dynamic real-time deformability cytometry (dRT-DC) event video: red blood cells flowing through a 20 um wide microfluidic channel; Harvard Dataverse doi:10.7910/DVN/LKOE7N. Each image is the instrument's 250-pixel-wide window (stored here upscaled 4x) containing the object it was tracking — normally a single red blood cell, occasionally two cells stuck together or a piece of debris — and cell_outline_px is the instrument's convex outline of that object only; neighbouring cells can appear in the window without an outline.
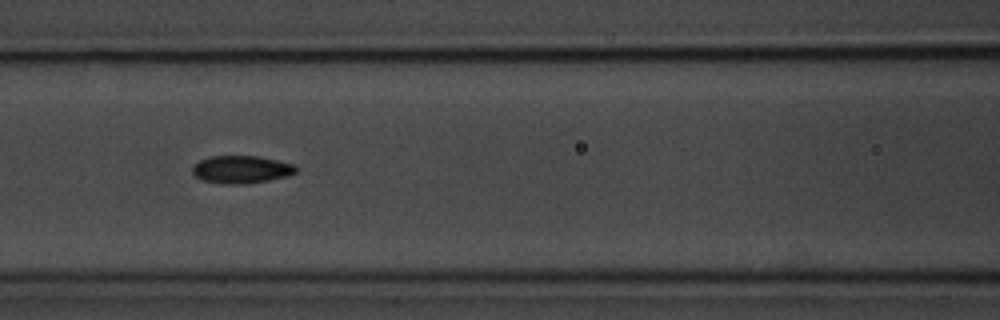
{"species": "common noctule bat (a hibernating species)", "species_latin": "Nyctalus noctula", "temperature_condition": "room temperature", "stored_images_in_passage": 15, "segment_of_instrument_passage": [1, 2], "camera_frame_rate_fps": 3000, "um_per_image_px": 0.085, "animal": {"sex": "male", "body_mass_g": 20.1, "forearm_length_mm": 53.5}, "frame": {"image": 1, "passage_image": 6, "time_ms": 6.333, "image_size_px": [1000, 320], "cell_outline_px": [[296, 172], [288, 176], [248, 184], [224, 184], [204, 180], [196, 176], [192, 172], [192, 164], [200, 160], [212, 156], [256, 156], [296, 164]], "centroid_in_image_um": [20.51, 14.4], "position_along_channel_um": 146.1, "area_um2": 16.7}}
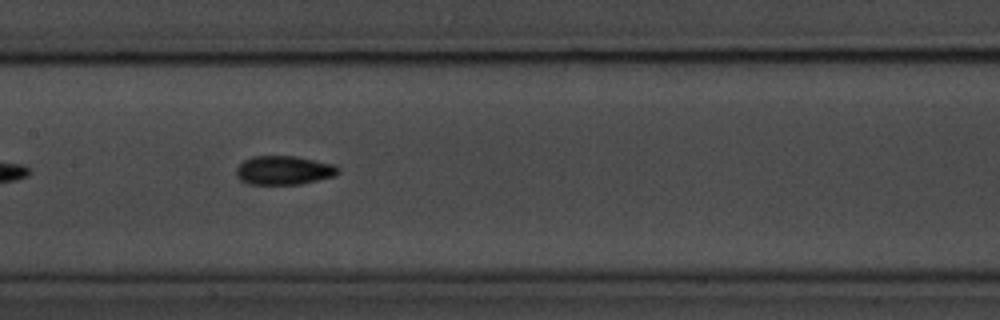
{"frame": {"image": 2, "passage_image": 7, "time_ms": 7.333, "image_size_px": [1000, 320], "cell_outline_px": [[340, 172], [336, 176], [300, 184], [248, 184], [240, 180], [236, 176], [236, 168], [244, 160], [252, 156], [296, 156], [336, 164], [340, 168]], "centroid_in_image_um": [24.16, 14.47], "position_along_channel_um": 183.2, "area_um2": 17.4}}
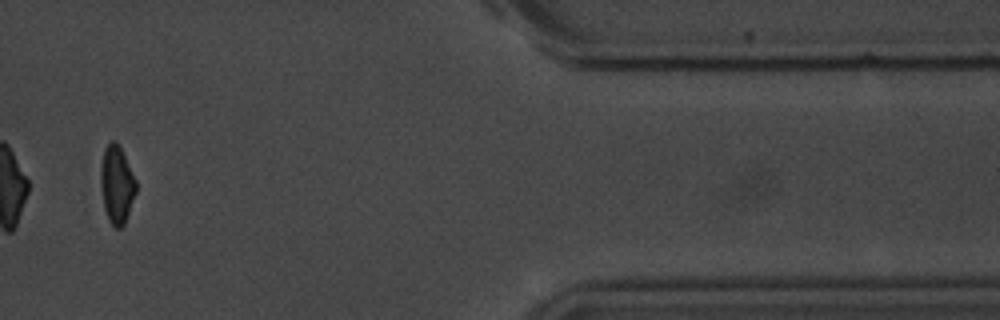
{"frame": {"image": 3, "passage_image": 13, "time_ms": 14.333, "image_size_px": [1000, 320], "cell_outline_px": [[136, 192], [124, 224], [120, 228], [116, 228], [108, 220], [104, 208], [100, 188], [100, 164], [104, 148], [112, 140], [116, 140], [136, 180]], "centroid_in_image_um": [9.89, 15.68], "position_along_channel_um": 401.5, "area_um2": 16.01}}